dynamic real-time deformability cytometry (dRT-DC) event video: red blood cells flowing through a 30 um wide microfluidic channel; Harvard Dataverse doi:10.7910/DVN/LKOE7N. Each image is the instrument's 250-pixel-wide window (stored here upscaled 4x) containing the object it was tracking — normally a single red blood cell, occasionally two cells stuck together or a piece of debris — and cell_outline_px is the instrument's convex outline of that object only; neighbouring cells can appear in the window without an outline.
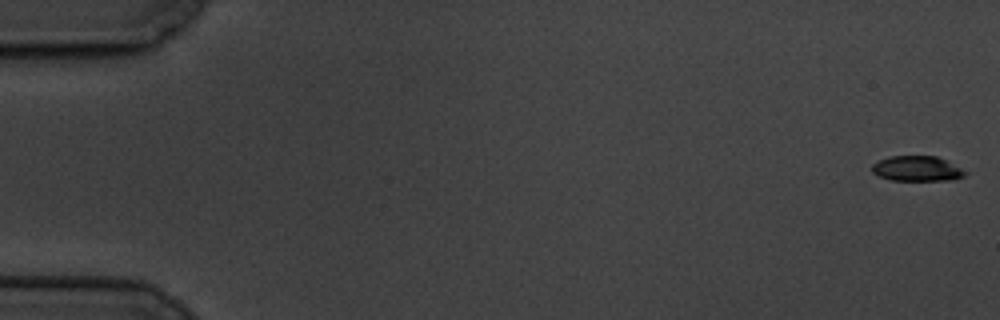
{"species": "common noctule bat (a hibernating species)", "species_latin": "Nyctalus noctula", "temperature_condition": "cold", "stored_images_in_passage": 7, "camera_frame_rate_fps": 3000, "um_per_image_px": 0.085, "animal": {"sex": "male", "body_mass_g": 19.5, "forearm_length_mm": 54.6}, "frame": {"image": 1, "passage_image": 1, "time_ms": 0.0, "image_size_px": [1000, 320], "cell_outline_px": [[964, 176], [952, 180], [892, 180], [880, 176], [872, 172], [872, 164], [888, 156], [936, 156], [944, 160], [964, 172]], "centroid_in_image_um": [77.87, 14.33], "position_along_channel_um": 7.1, "area_um2": 13.24}}